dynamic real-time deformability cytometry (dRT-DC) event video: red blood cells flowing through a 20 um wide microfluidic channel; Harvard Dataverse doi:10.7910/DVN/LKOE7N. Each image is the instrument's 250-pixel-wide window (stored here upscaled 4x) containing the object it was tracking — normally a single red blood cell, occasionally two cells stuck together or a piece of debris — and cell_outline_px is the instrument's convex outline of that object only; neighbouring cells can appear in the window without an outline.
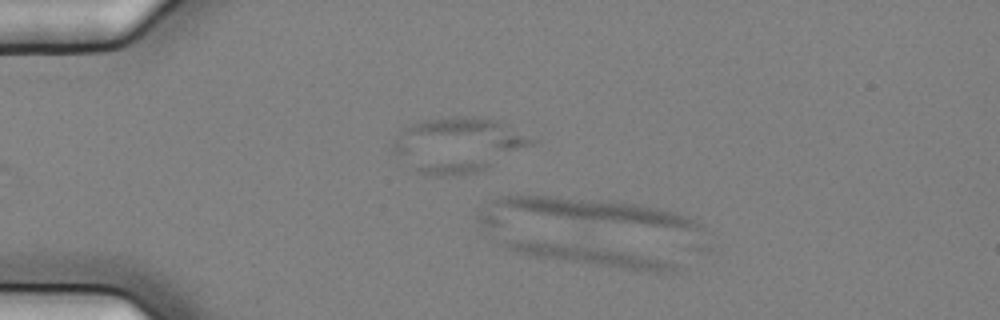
{"species": "common noctule bat (a hibernating species)", "species_latin": "Nyctalus noctula", "temperature_condition": "cold", "stored_images_in_passage": 5, "camera_frame_rate_fps": 3000, "um_per_image_px": 0.085, "animal": {"sex": "female", "body_mass_g": 25.1}, "frame": {"image": 1, "passage_image": 3, "time_ms": 0.667, "image_size_px": [1000, 320], "cell_outline_px": [[676, 272], [656, 272], [620, 268], [540, 256], [520, 252], [508, 248], [504, 244], [508, 240], [532, 240], [624, 252], [660, 260], [672, 264], [676, 268]], "centroid_in_image_um": [50.19, 21.74], "position_along_channel_um": 34.8, "area_um2": 17.34}}